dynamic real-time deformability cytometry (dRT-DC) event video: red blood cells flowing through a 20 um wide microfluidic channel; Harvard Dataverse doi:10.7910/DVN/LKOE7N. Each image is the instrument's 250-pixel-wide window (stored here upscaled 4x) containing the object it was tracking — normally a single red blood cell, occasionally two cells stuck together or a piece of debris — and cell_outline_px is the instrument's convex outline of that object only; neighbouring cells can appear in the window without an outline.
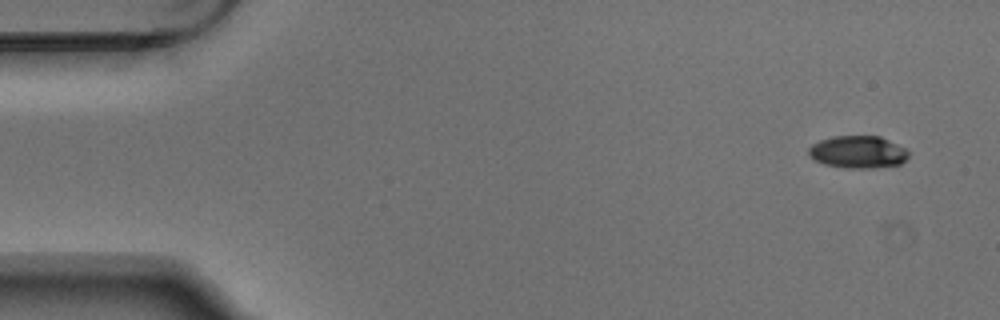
{"species": "Egyptian fruit bat (a non-hibernating species)", "species_latin": "Rousettus aegyptiacus", "temperature_condition": "warm", "stored_images_in_passage": 5, "camera_frame_rate_fps": 3000, "um_per_image_px": 0.085, "animal": {"sex": "male"}, "frame": {"image": 1, "passage_image": 1, "time_ms": 0.0, "image_size_px": [1000, 320], "cell_outline_px": [[908, 156], [900, 164], [872, 168], [848, 168], [824, 164], [816, 160], [808, 152], [808, 148], [812, 144], [820, 140], [832, 136], [880, 136], [904, 148], [908, 152]], "centroid_in_image_um": [72.91, 12.91], "position_along_channel_um": 12.1, "area_um2": 18.61}}
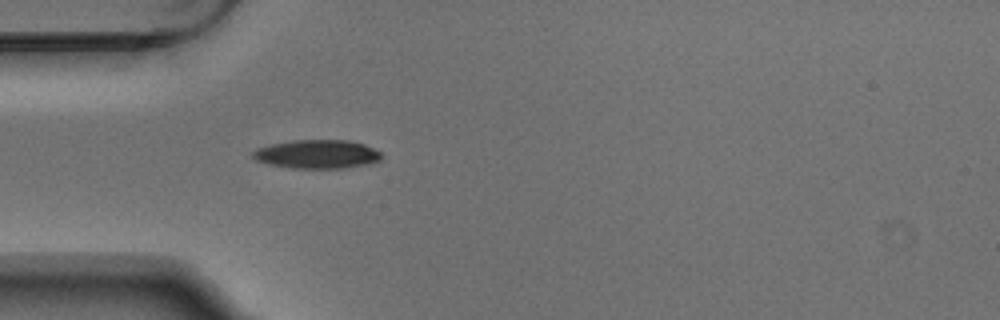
{"frame": {"image": 2, "passage_image": 5, "time_ms": 1.333, "image_size_px": [1000, 320], "cell_outline_px": [[384, 156], [380, 160], [372, 164], [344, 168], [292, 168], [268, 164], [256, 160], [252, 156], [252, 152], [256, 148], [272, 144], [292, 140], [348, 140], [364, 144], [380, 152]], "centroid_in_image_um": [26.98, 13.11], "position_along_channel_um": 58.0, "area_um2": 21.68}}